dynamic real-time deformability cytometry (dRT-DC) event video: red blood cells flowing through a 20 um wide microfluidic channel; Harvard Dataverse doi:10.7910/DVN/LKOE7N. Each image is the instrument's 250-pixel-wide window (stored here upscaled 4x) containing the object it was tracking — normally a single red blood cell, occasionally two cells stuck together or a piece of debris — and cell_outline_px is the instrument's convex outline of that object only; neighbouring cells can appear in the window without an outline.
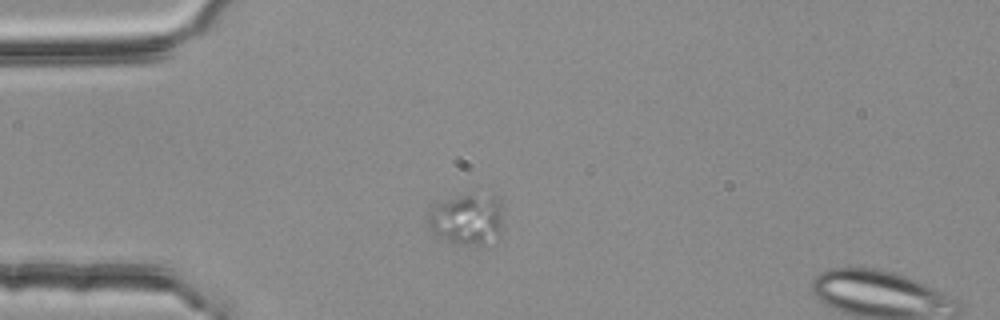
{"species": "common noctule bat (a hibernating species)", "species_latin": "Nyctalus noctula", "temperature_condition": "room temperature", "stored_images_in_passage": 2, "segment_of_instrument_passage": [1, 2], "camera_frame_rate_fps": 3000, "um_per_image_px": 0.085, "animal": {"sex": "female", "body_mass_g": 25.1}, "frame": {"image": 1, "passage_image": 1, "time_ms": 0.0, "image_size_px": [1000, 320], "cell_outline_px": [[504, 232], [484, 244], [460, 244], [448, 240], [432, 232], [428, 224], [428, 220], [432, 212], [440, 204], [448, 200], [468, 192], [496, 200], [500, 204]], "centroid_in_image_um": [39.75, 18.66], "position_along_channel_um": 45.2, "area_um2": 21.5}}